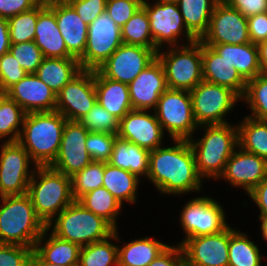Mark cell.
<instances>
[{
  "mask_svg": "<svg viewBox=\"0 0 267 266\" xmlns=\"http://www.w3.org/2000/svg\"><path fill=\"white\" fill-rule=\"evenodd\" d=\"M117 137V134L88 132L85 144L92 161L108 162Z\"/></svg>",
  "mask_w": 267,
  "mask_h": 266,
  "instance_id": "cell-44",
  "label": "cell"
},
{
  "mask_svg": "<svg viewBox=\"0 0 267 266\" xmlns=\"http://www.w3.org/2000/svg\"><path fill=\"white\" fill-rule=\"evenodd\" d=\"M79 122L89 132L110 134H118L119 132L120 120H118L113 114L108 112L98 102L93 105V107L84 117L79 120Z\"/></svg>",
  "mask_w": 267,
  "mask_h": 266,
  "instance_id": "cell-43",
  "label": "cell"
},
{
  "mask_svg": "<svg viewBox=\"0 0 267 266\" xmlns=\"http://www.w3.org/2000/svg\"><path fill=\"white\" fill-rule=\"evenodd\" d=\"M143 0H107L105 12L121 28L142 7Z\"/></svg>",
  "mask_w": 267,
  "mask_h": 266,
  "instance_id": "cell-47",
  "label": "cell"
},
{
  "mask_svg": "<svg viewBox=\"0 0 267 266\" xmlns=\"http://www.w3.org/2000/svg\"><path fill=\"white\" fill-rule=\"evenodd\" d=\"M203 80L227 87L241 98L246 90V81L236 68L221 57L211 46L202 43Z\"/></svg>",
  "mask_w": 267,
  "mask_h": 266,
  "instance_id": "cell-23",
  "label": "cell"
},
{
  "mask_svg": "<svg viewBox=\"0 0 267 266\" xmlns=\"http://www.w3.org/2000/svg\"><path fill=\"white\" fill-rule=\"evenodd\" d=\"M212 48L232 64L246 82L263 72L257 45L252 42L239 45L214 44Z\"/></svg>",
  "mask_w": 267,
  "mask_h": 266,
  "instance_id": "cell-27",
  "label": "cell"
},
{
  "mask_svg": "<svg viewBox=\"0 0 267 266\" xmlns=\"http://www.w3.org/2000/svg\"><path fill=\"white\" fill-rule=\"evenodd\" d=\"M42 7H52L56 5L69 4L71 0H36Z\"/></svg>",
  "mask_w": 267,
  "mask_h": 266,
  "instance_id": "cell-58",
  "label": "cell"
},
{
  "mask_svg": "<svg viewBox=\"0 0 267 266\" xmlns=\"http://www.w3.org/2000/svg\"><path fill=\"white\" fill-rule=\"evenodd\" d=\"M104 162L92 161L71 177L72 194L77 201L81 196L103 185Z\"/></svg>",
  "mask_w": 267,
  "mask_h": 266,
  "instance_id": "cell-41",
  "label": "cell"
},
{
  "mask_svg": "<svg viewBox=\"0 0 267 266\" xmlns=\"http://www.w3.org/2000/svg\"><path fill=\"white\" fill-rule=\"evenodd\" d=\"M259 63L262 70L267 66V40L257 44Z\"/></svg>",
  "mask_w": 267,
  "mask_h": 266,
  "instance_id": "cell-57",
  "label": "cell"
},
{
  "mask_svg": "<svg viewBox=\"0 0 267 266\" xmlns=\"http://www.w3.org/2000/svg\"><path fill=\"white\" fill-rule=\"evenodd\" d=\"M203 136L188 141L194 151L196 168L203 179H219L225 165L238 147L237 124L202 125Z\"/></svg>",
  "mask_w": 267,
  "mask_h": 266,
  "instance_id": "cell-3",
  "label": "cell"
},
{
  "mask_svg": "<svg viewBox=\"0 0 267 266\" xmlns=\"http://www.w3.org/2000/svg\"><path fill=\"white\" fill-rule=\"evenodd\" d=\"M238 124V146L267 160V122L245 116Z\"/></svg>",
  "mask_w": 267,
  "mask_h": 266,
  "instance_id": "cell-34",
  "label": "cell"
},
{
  "mask_svg": "<svg viewBox=\"0 0 267 266\" xmlns=\"http://www.w3.org/2000/svg\"><path fill=\"white\" fill-rule=\"evenodd\" d=\"M149 155L150 151L147 149L117 137L108 163L129 171L141 179V176L146 178L148 174Z\"/></svg>",
  "mask_w": 267,
  "mask_h": 266,
  "instance_id": "cell-30",
  "label": "cell"
},
{
  "mask_svg": "<svg viewBox=\"0 0 267 266\" xmlns=\"http://www.w3.org/2000/svg\"><path fill=\"white\" fill-rule=\"evenodd\" d=\"M224 4L237 9L246 18L267 12V0H221Z\"/></svg>",
  "mask_w": 267,
  "mask_h": 266,
  "instance_id": "cell-51",
  "label": "cell"
},
{
  "mask_svg": "<svg viewBox=\"0 0 267 266\" xmlns=\"http://www.w3.org/2000/svg\"><path fill=\"white\" fill-rule=\"evenodd\" d=\"M6 95L16 101L26 113L51 112L56 108V93L35 73L27 74L11 86Z\"/></svg>",
  "mask_w": 267,
  "mask_h": 266,
  "instance_id": "cell-22",
  "label": "cell"
},
{
  "mask_svg": "<svg viewBox=\"0 0 267 266\" xmlns=\"http://www.w3.org/2000/svg\"><path fill=\"white\" fill-rule=\"evenodd\" d=\"M27 74L10 51L0 57V87L5 92Z\"/></svg>",
  "mask_w": 267,
  "mask_h": 266,
  "instance_id": "cell-46",
  "label": "cell"
},
{
  "mask_svg": "<svg viewBox=\"0 0 267 266\" xmlns=\"http://www.w3.org/2000/svg\"><path fill=\"white\" fill-rule=\"evenodd\" d=\"M88 130L79 121H66L58 155L51 168L72 177L92 162L86 148Z\"/></svg>",
  "mask_w": 267,
  "mask_h": 266,
  "instance_id": "cell-17",
  "label": "cell"
},
{
  "mask_svg": "<svg viewBox=\"0 0 267 266\" xmlns=\"http://www.w3.org/2000/svg\"><path fill=\"white\" fill-rule=\"evenodd\" d=\"M122 43L120 27L101 14L88 26L86 49L78 59L82 70H97Z\"/></svg>",
  "mask_w": 267,
  "mask_h": 266,
  "instance_id": "cell-13",
  "label": "cell"
},
{
  "mask_svg": "<svg viewBox=\"0 0 267 266\" xmlns=\"http://www.w3.org/2000/svg\"><path fill=\"white\" fill-rule=\"evenodd\" d=\"M193 116L196 124H227L226 115L241 97L231 89L202 80L190 91ZM226 119V120H225Z\"/></svg>",
  "mask_w": 267,
  "mask_h": 266,
  "instance_id": "cell-9",
  "label": "cell"
},
{
  "mask_svg": "<svg viewBox=\"0 0 267 266\" xmlns=\"http://www.w3.org/2000/svg\"><path fill=\"white\" fill-rule=\"evenodd\" d=\"M246 233L229 225L228 266H261L260 249Z\"/></svg>",
  "mask_w": 267,
  "mask_h": 266,
  "instance_id": "cell-37",
  "label": "cell"
},
{
  "mask_svg": "<svg viewBox=\"0 0 267 266\" xmlns=\"http://www.w3.org/2000/svg\"><path fill=\"white\" fill-rule=\"evenodd\" d=\"M220 0H177L187 29L200 40L207 32L215 5Z\"/></svg>",
  "mask_w": 267,
  "mask_h": 266,
  "instance_id": "cell-33",
  "label": "cell"
},
{
  "mask_svg": "<svg viewBox=\"0 0 267 266\" xmlns=\"http://www.w3.org/2000/svg\"><path fill=\"white\" fill-rule=\"evenodd\" d=\"M181 44L168 47L169 50L165 47V52L162 47L157 51V58L163 66L168 88L191 91L203 80L202 42Z\"/></svg>",
  "mask_w": 267,
  "mask_h": 266,
  "instance_id": "cell-7",
  "label": "cell"
},
{
  "mask_svg": "<svg viewBox=\"0 0 267 266\" xmlns=\"http://www.w3.org/2000/svg\"><path fill=\"white\" fill-rule=\"evenodd\" d=\"M96 102L94 70H82L56 94L55 110L68 121H79Z\"/></svg>",
  "mask_w": 267,
  "mask_h": 266,
  "instance_id": "cell-14",
  "label": "cell"
},
{
  "mask_svg": "<svg viewBox=\"0 0 267 266\" xmlns=\"http://www.w3.org/2000/svg\"><path fill=\"white\" fill-rule=\"evenodd\" d=\"M1 143L0 197L25 195L28 193L29 181L36 166L30 168V163L34 162L18 141Z\"/></svg>",
  "mask_w": 267,
  "mask_h": 266,
  "instance_id": "cell-12",
  "label": "cell"
},
{
  "mask_svg": "<svg viewBox=\"0 0 267 266\" xmlns=\"http://www.w3.org/2000/svg\"><path fill=\"white\" fill-rule=\"evenodd\" d=\"M27 266H63L44 261L34 250L31 253Z\"/></svg>",
  "mask_w": 267,
  "mask_h": 266,
  "instance_id": "cell-56",
  "label": "cell"
},
{
  "mask_svg": "<svg viewBox=\"0 0 267 266\" xmlns=\"http://www.w3.org/2000/svg\"><path fill=\"white\" fill-rule=\"evenodd\" d=\"M46 227L41 237L36 241L34 251L46 262L63 266H78L80 246L68 240L48 235ZM46 236L48 237L46 239ZM43 243V244H42Z\"/></svg>",
  "mask_w": 267,
  "mask_h": 266,
  "instance_id": "cell-28",
  "label": "cell"
},
{
  "mask_svg": "<svg viewBox=\"0 0 267 266\" xmlns=\"http://www.w3.org/2000/svg\"><path fill=\"white\" fill-rule=\"evenodd\" d=\"M259 221H261L260 229L262 233V238L267 241V216H258Z\"/></svg>",
  "mask_w": 267,
  "mask_h": 266,
  "instance_id": "cell-59",
  "label": "cell"
},
{
  "mask_svg": "<svg viewBox=\"0 0 267 266\" xmlns=\"http://www.w3.org/2000/svg\"><path fill=\"white\" fill-rule=\"evenodd\" d=\"M36 215L45 225L75 201L71 177L50 166H36L28 193Z\"/></svg>",
  "mask_w": 267,
  "mask_h": 266,
  "instance_id": "cell-5",
  "label": "cell"
},
{
  "mask_svg": "<svg viewBox=\"0 0 267 266\" xmlns=\"http://www.w3.org/2000/svg\"><path fill=\"white\" fill-rule=\"evenodd\" d=\"M165 132L150 110H132L119 123L118 137L131 144L153 151L163 146Z\"/></svg>",
  "mask_w": 267,
  "mask_h": 266,
  "instance_id": "cell-18",
  "label": "cell"
},
{
  "mask_svg": "<svg viewBox=\"0 0 267 266\" xmlns=\"http://www.w3.org/2000/svg\"><path fill=\"white\" fill-rule=\"evenodd\" d=\"M173 146H161L149 155L146 178L159 193L180 196L202 191L203 179L197 172L194 151L188 140H173Z\"/></svg>",
  "mask_w": 267,
  "mask_h": 266,
  "instance_id": "cell-1",
  "label": "cell"
},
{
  "mask_svg": "<svg viewBox=\"0 0 267 266\" xmlns=\"http://www.w3.org/2000/svg\"><path fill=\"white\" fill-rule=\"evenodd\" d=\"M9 51L28 73H36L44 56L34 41L11 44Z\"/></svg>",
  "mask_w": 267,
  "mask_h": 266,
  "instance_id": "cell-45",
  "label": "cell"
},
{
  "mask_svg": "<svg viewBox=\"0 0 267 266\" xmlns=\"http://www.w3.org/2000/svg\"><path fill=\"white\" fill-rule=\"evenodd\" d=\"M182 208L179 221L186 235L177 244L182 245L188 238L219 233L229 226L224 207L210 196L190 198Z\"/></svg>",
  "mask_w": 267,
  "mask_h": 266,
  "instance_id": "cell-11",
  "label": "cell"
},
{
  "mask_svg": "<svg viewBox=\"0 0 267 266\" xmlns=\"http://www.w3.org/2000/svg\"><path fill=\"white\" fill-rule=\"evenodd\" d=\"M26 114L16 101L5 95L0 101V140L17 142Z\"/></svg>",
  "mask_w": 267,
  "mask_h": 266,
  "instance_id": "cell-39",
  "label": "cell"
},
{
  "mask_svg": "<svg viewBox=\"0 0 267 266\" xmlns=\"http://www.w3.org/2000/svg\"><path fill=\"white\" fill-rule=\"evenodd\" d=\"M267 76V66L263 69V72Z\"/></svg>",
  "mask_w": 267,
  "mask_h": 266,
  "instance_id": "cell-61",
  "label": "cell"
},
{
  "mask_svg": "<svg viewBox=\"0 0 267 266\" xmlns=\"http://www.w3.org/2000/svg\"><path fill=\"white\" fill-rule=\"evenodd\" d=\"M32 247L0 244V266H27Z\"/></svg>",
  "mask_w": 267,
  "mask_h": 266,
  "instance_id": "cell-48",
  "label": "cell"
},
{
  "mask_svg": "<svg viewBox=\"0 0 267 266\" xmlns=\"http://www.w3.org/2000/svg\"><path fill=\"white\" fill-rule=\"evenodd\" d=\"M46 227L55 236L80 247L107 239L115 231L106 220L84 208L78 201L68 205Z\"/></svg>",
  "mask_w": 267,
  "mask_h": 266,
  "instance_id": "cell-6",
  "label": "cell"
},
{
  "mask_svg": "<svg viewBox=\"0 0 267 266\" xmlns=\"http://www.w3.org/2000/svg\"><path fill=\"white\" fill-rule=\"evenodd\" d=\"M248 195L260 210L258 216H267V177L250 191Z\"/></svg>",
  "mask_w": 267,
  "mask_h": 266,
  "instance_id": "cell-54",
  "label": "cell"
},
{
  "mask_svg": "<svg viewBox=\"0 0 267 266\" xmlns=\"http://www.w3.org/2000/svg\"><path fill=\"white\" fill-rule=\"evenodd\" d=\"M141 179L122 168L104 162L103 185L122 205L136 203L137 190Z\"/></svg>",
  "mask_w": 267,
  "mask_h": 266,
  "instance_id": "cell-31",
  "label": "cell"
},
{
  "mask_svg": "<svg viewBox=\"0 0 267 266\" xmlns=\"http://www.w3.org/2000/svg\"><path fill=\"white\" fill-rule=\"evenodd\" d=\"M69 4L86 24L90 25L105 13L107 0H71Z\"/></svg>",
  "mask_w": 267,
  "mask_h": 266,
  "instance_id": "cell-49",
  "label": "cell"
},
{
  "mask_svg": "<svg viewBox=\"0 0 267 266\" xmlns=\"http://www.w3.org/2000/svg\"><path fill=\"white\" fill-rule=\"evenodd\" d=\"M56 16L58 29L65 41L67 51L79 59L86 49L88 24L83 22L70 4L51 7Z\"/></svg>",
  "mask_w": 267,
  "mask_h": 266,
  "instance_id": "cell-25",
  "label": "cell"
},
{
  "mask_svg": "<svg viewBox=\"0 0 267 266\" xmlns=\"http://www.w3.org/2000/svg\"><path fill=\"white\" fill-rule=\"evenodd\" d=\"M120 30L121 39L124 44L159 50L151 36L149 18L143 7L139 8Z\"/></svg>",
  "mask_w": 267,
  "mask_h": 266,
  "instance_id": "cell-38",
  "label": "cell"
},
{
  "mask_svg": "<svg viewBox=\"0 0 267 266\" xmlns=\"http://www.w3.org/2000/svg\"><path fill=\"white\" fill-rule=\"evenodd\" d=\"M81 71L80 62L75 57H44L35 74L57 94Z\"/></svg>",
  "mask_w": 267,
  "mask_h": 266,
  "instance_id": "cell-29",
  "label": "cell"
},
{
  "mask_svg": "<svg viewBox=\"0 0 267 266\" xmlns=\"http://www.w3.org/2000/svg\"><path fill=\"white\" fill-rule=\"evenodd\" d=\"M266 177L267 160L238 146L219 179L229 182L232 187H242L248 194Z\"/></svg>",
  "mask_w": 267,
  "mask_h": 266,
  "instance_id": "cell-20",
  "label": "cell"
},
{
  "mask_svg": "<svg viewBox=\"0 0 267 266\" xmlns=\"http://www.w3.org/2000/svg\"><path fill=\"white\" fill-rule=\"evenodd\" d=\"M250 42L258 44L267 40V12L247 18Z\"/></svg>",
  "mask_w": 267,
  "mask_h": 266,
  "instance_id": "cell-52",
  "label": "cell"
},
{
  "mask_svg": "<svg viewBox=\"0 0 267 266\" xmlns=\"http://www.w3.org/2000/svg\"><path fill=\"white\" fill-rule=\"evenodd\" d=\"M94 80L97 102L118 120L133 110L128 84L106 78L98 70H94Z\"/></svg>",
  "mask_w": 267,
  "mask_h": 266,
  "instance_id": "cell-26",
  "label": "cell"
},
{
  "mask_svg": "<svg viewBox=\"0 0 267 266\" xmlns=\"http://www.w3.org/2000/svg\"><path fill=\"white\" fill-rule=\"evenodd\" d=\"M200 41L211 47L214 44L249 43L247 18L237 9L227 6L220 0L215 5L209 28Z\"/></svg>",
  "mask_w": 267,
  "mask_h": 266,
  "instance_id": "cell-15",
  "label": "cell"
},
{
  "mask_svg": "<svg viewBox=\"0 0 267 266\" xmlns=\"http://www.w3.org/2000/svg\"><path fill=\"white\" fill-rule=\"evenodd\" d=\"M38 5L8 19L11 44L34 41Z\"/></svg>",
  "mask_w": 267,
  "mask_h": 266,
  "instance_id": "cell-42",
  "label": "cell"
},
{
  "mask_svg": "<svg viewBox=\"0 0 267 266\" xmlns=\"http://www.w3.org/2000/svg\"><path fill=\"white\" fill-rule=\"evenodd\" d=\"M6 95V92L0 87V101Z\"/></svg>",
  "mask_w": 267,
  "mask_h": 266,
  "instance_id": "cell-60",
  "label": "cell"
},
{
  "mask_svg": "<svg viewBox=\"0 0 267 266\" xmlns=\"http://www.w3.org/2000/svg\"><path fill=\"white\" fill-rule=\"evenodd\" d=\"M241 99L251 109V114L247 116L267 122V76L264 73L247 81L246 90Z\"/></svg>",
  "mask_w": 267,
  "mask_h": 266,
  "instance_id": "cell-40",
  "label": "cell"
},
{
  "mask_svg": "<svg viewBox=\"0 0 267 266\" xmlns=\"http://www.w3.org/2000/svg\"><path fill=\"white\" fill-rule=\"evenodd\" d=\"M171 140H189L198 128L193 116L190 91L168 88L153 110Z\"/></svg>",
  "mask_w": 267,
  "mask_h": 266,
  "instance_id": "cell-8",
  "label": "cell"
},
{
  "mask_svg": "<svg viewBox=\"0 0 267 266\" xmlns=\"http://www.w3.org/2000/svg\"><path fill=\"white\" fill-rule=\"evenodd\" d=\"M151 30V36L158 49L163 47L179 46V40L187 37L188 44L198 40L186 27L176 1L157 0L148 2L143 0ZM181 36V37H180ZM168 45V46H167Z\"/></svg>",
  "mask_w": 267,
  "mask_h": 266,
  "instance_id": "cell-10",
  "label": "cell"
},
{
  "mask_svg": "<svg viewBox=\"0 0 267 266\" xmlns=\"http://www.w3.org/2000/svg\"><path fill=\"white\" fill-rule=\"evenodd\" d=\"M181 246L186 266H228L229 226L216 234L188 238Z\"/></svg>",
  "mask_w": 267,
  "mask_h": 266,
  "instance_id": "cell-19",
  "label": "cell"
},
{
  "mask_svg": "<svg viewBox=\"0 0 267 266\" xmlns=\"http://www.w3.org/2000/svg\"><path fill=\"white\" fill-rule=\"evenodd\" d=\"M66 121L56 110L26 114L18 143L29 153L33 166H50L54 162Z\"/></svg>",
  "mask_w": 267,
  "mask_h": 266,
  "instance_id": "cell-2",
  "label": "cell"
},
{
  "mask_svg": "<svg viewBox=\"0 0 267 266\" xmlns=\"http://www.w3.org/2000/svg\"><path fill=\"white\" fill-rule=\"evenodd\" d=\"M0 201V244L34 249L46 225L36 215L30 196H2Z\"/></svg>",
  "mask_w": 267,
  "mask_h": 266,
  "instance_id": "cell-4",
  "label": "cell"
},
{
  "mask_svg": "<svg viewBox=\"0 0 267 266\" xmlns=\"http://www.w3.org/2000/svg\"><path fill=\"white\" fill-rule=\"evenodd\" d=\"M123 243L122 247L118 246V266H148L169 246L151 237Z\"/></svg>",
  "mask_w": 267,
  "mask_h": 266,
  "instance_id": "cell-32",
  "label": "cell"
},
{
  "mask_svg": "<svg viewBox=\"0 0 267 266\" xmlns=\"http://www.w3.org/2000/svg\"><path fill=\"white\" fill-rule=\"evenodd\" d=\"M10 46L8 19L0 17V57L9 51Z\"/></svg>",
  "mask_w": 267,
  "mask_h": 266,
  "instance_id": "cell-55",
  "label": "cell"
},
{
  "mask_svg": "<svg viewBox=\"0 0 267 266\" xmlns=\"http://www.w3.org/2000/svg\"><path fill=\"white\" fill-rule=\"evenodd\" d=\"M34 42L40 48L44 57H73L67 51L65 41L58 29L55 12L51 7L38 5Z\"/></svg>",
  "mask_w": 267,
  "mask_h": 266,
  "instance_id": "cell-24",
  "label": "cell"
},
{
  "mask_svg": "<svg viewBox=\"0 0 267 266\" xmlns=\"http://www.w3.org/2000/svg\"><path fill=\"white\" fill-rule=\"evenodd\" d=\"M111 239L121 243L118 230L107 239L82 246L78 266H118V245Z\"/></svg>",
  "mask_w": 267,
  "mask_h": 266,
  "instance_id": "cell-36",
  "label": "cell"
},
{
  "mask_svg": "<svg viewBox=\"0 0 267 266\" xmlns=\"http://www.w3.org/2000/svg\"><path fill=\"white\" fill-rule=\"evenodd\" d=\"M37 5L36 0H0V17L9 19Z\"/></svg>",
  "mask_w": 267,
  "mask_h": 266,
  "instance_id": "cell-53",
  "label": "cell"
},
{
  "mask_svg": "<svg viewBox=\"0 0 267 266\" xmlns=\"http://www.w3.org/2000/svg\"><path fill=\"white\" fill-rule=\"evenodd\" d=\"M157 51L122 43L97 70L106 78L129 84L157 58Z\"/></svg>",
  "mask_w": 267,
  "mask_h": 266,
  "instance_id": "cell-16",
  "label": "cell"
},
{
  "mask_svg": "<svg viewBox=\"0 0 267 266\" xmlns=\"http://www.w3.org/2000/svg\"><path fill=\"white\" fill-rule=\"evenodd\" d=\"M84 208L106 220L115 230L123 205L104 187L86 193L77 200Z\"/></svg>",
  "mask_w": 267,
  "mask_h": 266,
  "instance_id": "cell-35",
  "label": "cell"
},
{
  "mask_svg": "<svg viewBox=\"0 0 267 266\" xmlns=\"http://www.w3.org/2000/svg\"><path fill=\"white\" fill-rule=\"evenodd\" d=\"M148 266H186L182 246L169 244Z\"/></svg>",
  "mask_w": 267,
  "mask_h": 266,
  "instance_id": "cell-50",
  "label": "cell"
},
{
  "mask_svg": "<svg viewBox=\"0 0 267 266\" xmlns=\"http://www.w3.org/2000/svg\"><path fill=\"white\" fill-rule=\"evenodd\" d=\"M133 110H154L159 97L168 89L165 72L158 58L128 84Z\"/></svg>",
  "mask_w": 267,
  "mask_h": 266,
  "instance_id": "cell-21",
  "label": "cell"
}]
</instances>
